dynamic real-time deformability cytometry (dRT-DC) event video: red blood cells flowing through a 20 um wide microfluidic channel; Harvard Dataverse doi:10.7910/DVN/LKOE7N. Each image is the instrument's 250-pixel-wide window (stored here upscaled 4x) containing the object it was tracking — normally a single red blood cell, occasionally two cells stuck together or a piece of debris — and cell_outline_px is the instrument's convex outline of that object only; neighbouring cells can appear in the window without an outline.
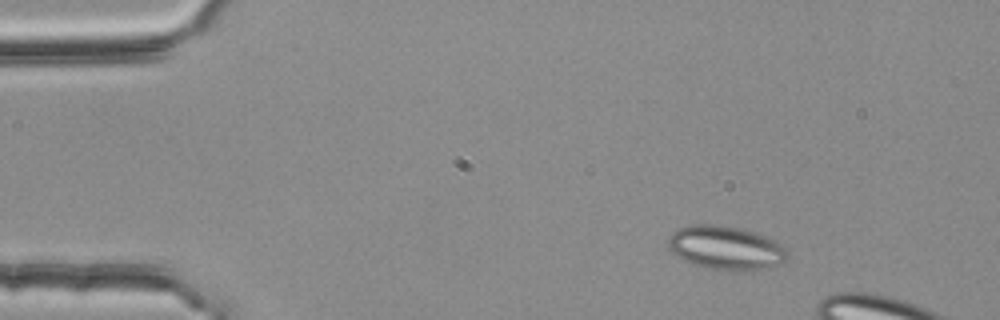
{"species": "common noctule bat (a hibernating species)", "species_latin": "Nyctalus noctula", "temperature_condition": "room temperature", "stored_images_in_passage": 14, "camera_frame_rate_fps": 3000, "um_per_image_px": 0.085, "animal": {"sex": "female", "body_mass_g": 25.1}, "frame": {"image": 1, "passage_image": 7, "time_ms": 2.0, "image_size_px": [1000, 320], "cell_outline_px": [[788, 256], [784, 260], [776, 264], [756, 268], [712, 268], [692, 264], [684, 260], [672, 252], [668, 248], [668, 236], [672, 232], [680, 228], [692, 224], [704, 224], [736, 228], [752, 232], [764, 236], [780, 244], [788, 252]], "centroid_in_image_um": [61.6, 21.02], "position_along_channel_um": 23.4, "area_um2": 28.96}}